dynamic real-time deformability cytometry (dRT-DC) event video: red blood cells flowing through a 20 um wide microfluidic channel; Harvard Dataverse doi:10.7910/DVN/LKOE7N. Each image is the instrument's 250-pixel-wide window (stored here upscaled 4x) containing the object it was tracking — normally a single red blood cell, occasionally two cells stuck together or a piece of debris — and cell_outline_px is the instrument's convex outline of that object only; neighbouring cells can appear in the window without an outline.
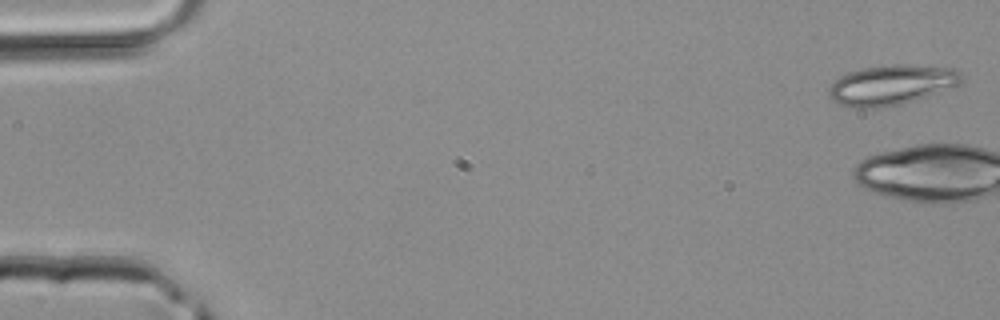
{"species": "common noctule bat (a hibernating species)", "species_latin": "Nyctalus noctula", "temperature_condition": "room temperature", "stored_images_in_passage": 3, "camera_frame_rate_fps": 3000, "um_per_image_px": 0.085, "animal": {"sex": "male", "body_mass_g": 20.4}, "frame": {"image": 1, "passage_image": 1, "time_ms": 0.0, "image_size_px": [1000, 320], "cell_outline_px": [[964, 80], [956, 84], [916, 100], [884, 108], [856, 108], [840, 104], [832, 100], [828, 96], [828, 88], [836, 76], [848, 72], [864, 68], [892, 64], [904, 64], [956, 68], [964, 76]], "centroid_in_image_um": [75.71, 7.21], "position_along_channel_um": 9.3, "area_um2": 31.1}}